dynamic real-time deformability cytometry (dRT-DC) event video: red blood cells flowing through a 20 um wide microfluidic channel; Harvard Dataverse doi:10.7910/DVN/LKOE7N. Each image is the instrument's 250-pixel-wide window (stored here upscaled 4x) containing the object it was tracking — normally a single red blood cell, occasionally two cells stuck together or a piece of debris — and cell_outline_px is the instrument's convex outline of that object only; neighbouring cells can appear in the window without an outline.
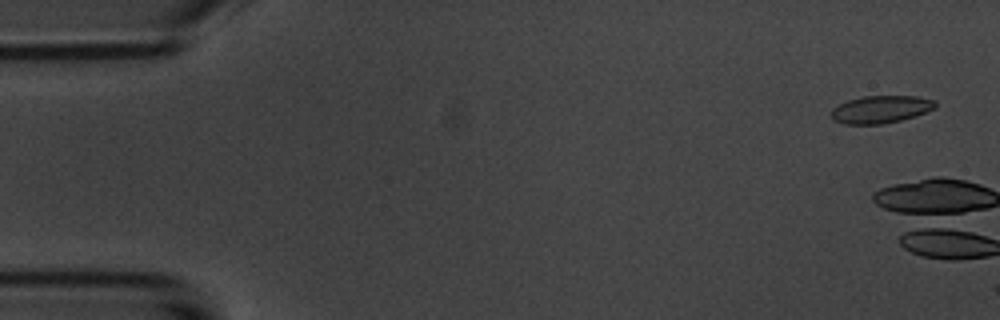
{"species": "common noctule bat (a hibernating species)", "species_latin": "Nyctalus noctula", "temperature_condition": "room temperature", "stored_images_in_passage": 3, "camera_frame_rate_fps": 3000, "um_per_image_px": 0.085, "animal": {"sex": "male", "body_mass_g": 20.1, "forearm_length_mm": 53.5}, "frame": {"image": 1, "passage_image": 1, "time_ms": 0.0, "image_size_px": [1000, 320], "cell_outline_px": [[936, 108], [900, 120], [880, 124], [844, 124], [832, 120], [832, 108], [848, 100], [864, 96], [916, 96], [936, 100]], "centroid_in_image_um": [74.85, 9.29], "position_along_channel_um": 10.1, "area_um2": 16.53}}